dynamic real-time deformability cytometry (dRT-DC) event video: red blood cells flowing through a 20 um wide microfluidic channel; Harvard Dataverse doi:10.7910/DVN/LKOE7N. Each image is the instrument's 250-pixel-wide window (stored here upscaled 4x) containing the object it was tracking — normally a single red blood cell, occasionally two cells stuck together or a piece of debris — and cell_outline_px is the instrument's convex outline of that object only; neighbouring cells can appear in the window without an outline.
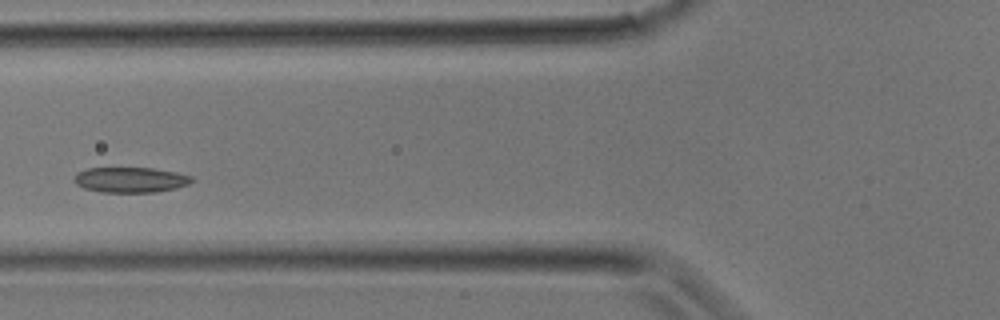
{"species": "common noctule bat (a hibernating species)", "species_latin": "Nyctalus noctula", "temperature_condition": "room temperature", "stored_images_in_passage": 29, "camera_frame_rate_fps": 3000, "um_per_image_px": 0.085, "animal": {"sex": "male", "body_mass_g": 17.9}, "frame": {"image": 1, "passage_image": 9, "time_ms": 2.667, "image_size_px": [1000, 320], "cell_outline_px": [[196, 180], [188, 184], [176, 188], [156, 192], [100, 192], [84, 188], [76, 184], [72, 180], [76, 172], [88, 168], [152, 168], [176, 172], [192, 176]], "centroid_in_image_um": [11.08, 15.28], "position_along_channel_um": 114.7, "area_um2": 17.51}}
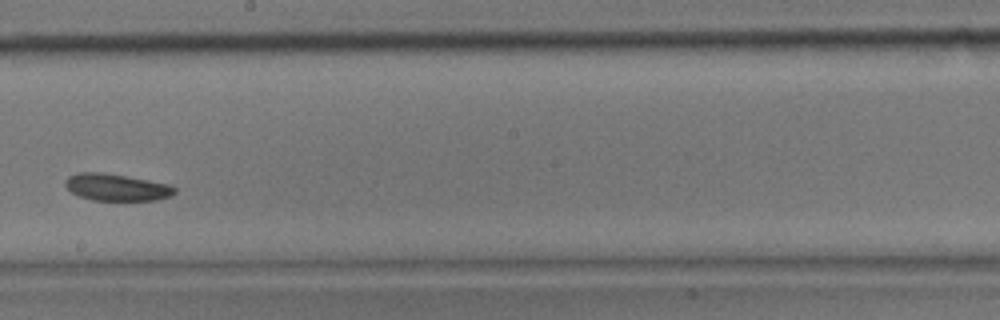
{"frame": {"image": 2, "passage_image": 15, "time_ms": 4.667, "image_size_px": [1000, 320], "cell_outline_px": [[176, 192], [172, 196], [156, 200], [92, 200], [80, 196], [72, 192], [64, 184], [64, 180], [68, 176], [76, 172], [104, 172], [148, 180], [168, 184], [176, 188]], "centroid_in_image_um": [9.89, 15.91], "position_along_channel_um": 238.3, "area_um2": 17.22}}
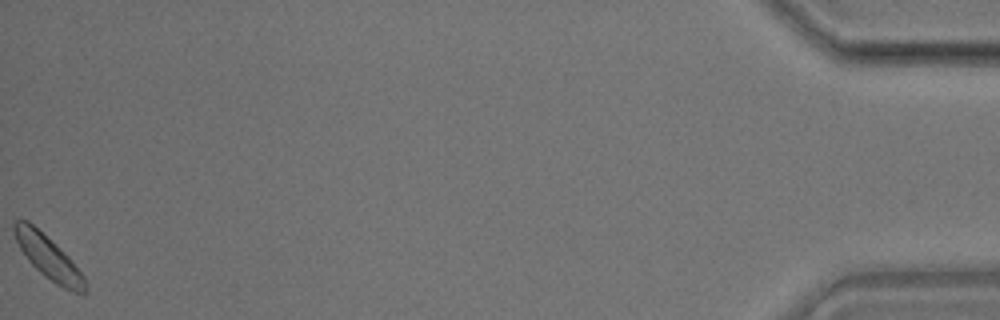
{"frame": {"image": 3, "passage_image": 29, "time_ms": 9.333, "image_size_px": [1000, 320], "cell_outline_px": [[84, 296], [72, 292], [56, 284], [44, 276], [28, 260], [20, 248], [12, 232], [12, 220], [28, 220], [60, 248], [68, 256], [84, 276]], "centroid_in_image_um": [4.07, 21.85], "position_along_channel_um": 431.1, "area_um2": 17.74}}